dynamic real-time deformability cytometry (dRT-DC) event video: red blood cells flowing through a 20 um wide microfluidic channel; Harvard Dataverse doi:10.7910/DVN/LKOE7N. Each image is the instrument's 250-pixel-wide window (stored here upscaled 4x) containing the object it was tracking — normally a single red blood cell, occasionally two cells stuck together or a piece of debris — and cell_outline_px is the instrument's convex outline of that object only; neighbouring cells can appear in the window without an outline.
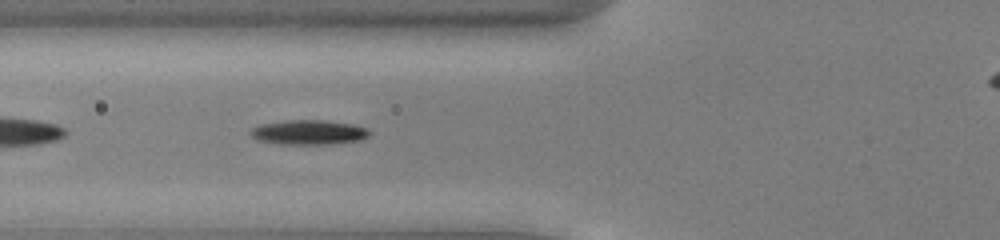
{"species": "common noctule bat (a hibernating species)", "species_latin": "Nyctalus noctula", "temperature_condition": "cold", "stored_images_in_passage": 33, "camera_frame_rate_fps": 3000, "um_per_image_px": 0.085, "animal": {"sex": "male", "body_mass_g": 13.0, "forearm_length_mm": 53.1}, "frame": {"image": 1, "passage_image": 5, "time_ms": 1.333, "image_size_px": [1000, 240], "cell_outline_px": [[372, 132], [368, 136], [360, 140], [332, 144], [280, 144], [256, 140], [248, 132], [252, 128], [264, 124], [288, 120], [320, 120], [352, 124], [368, 128]], "centroid_in_image_um": [26.26, 11.25], "position_along_channel_um": 99.5, "area_um2": 17.05}}
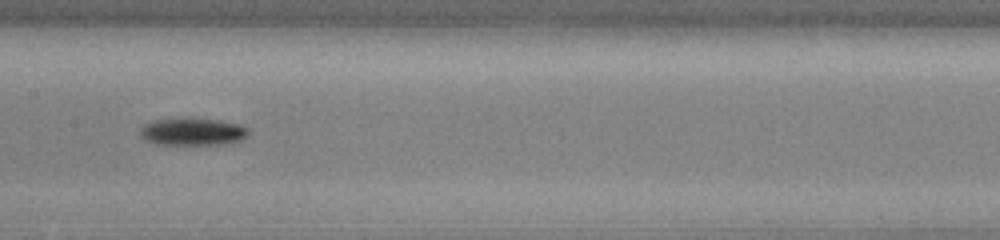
{"frame": {"image": 2, "passage_image": 12, "time_ms": 3.667, "image_size_px": [1000, 240], "cell_outline_px": [[252, 132], [248, 136], [240, 140], [220, 144], [156, 144], [140, 136], [140, 128], [144, 124], [152, 120], [184, 116], [220, 120], [240, 124], [248, 128]], "centroid_in_image_um": [16.38, 11.15], "position_along_channel_um": 191.0, "area_um2": 17.8}}
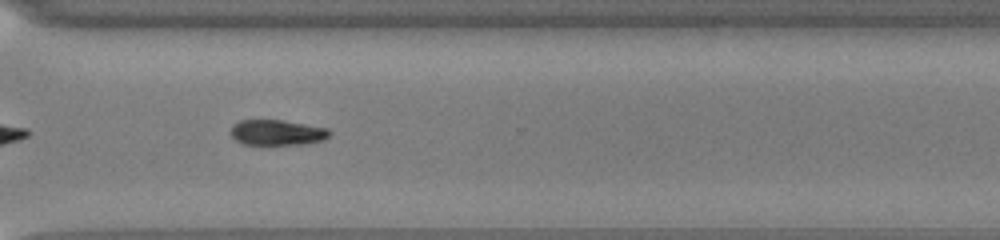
{"frame": {"image": 3, "passage_image": 24, "time_ms": 7.667, "image_size_px": [1000, 240], "cell_outline_px": [[332, 132], [324, 140], [308, 144], [244, 144], [236, 140], [232, 136], [232, 124], [240, 120], [284, 120], [328, 128]], "centroid_in_image_um": [23.59, 11.26], "position_along_channel_um": 347.0, "area_um2": 14.68}, "authors_computed_cell_mechanics": {"area_um2": 16.9932, "velocity_mm_per_s": 3.9105, "shape_relaxation_time_tau1_ms": 1.4158, "shape_relaxation_time_tau2_ms": null, "deformation_change_tau1": 0.0664, "deformation_change_tau2": null}}